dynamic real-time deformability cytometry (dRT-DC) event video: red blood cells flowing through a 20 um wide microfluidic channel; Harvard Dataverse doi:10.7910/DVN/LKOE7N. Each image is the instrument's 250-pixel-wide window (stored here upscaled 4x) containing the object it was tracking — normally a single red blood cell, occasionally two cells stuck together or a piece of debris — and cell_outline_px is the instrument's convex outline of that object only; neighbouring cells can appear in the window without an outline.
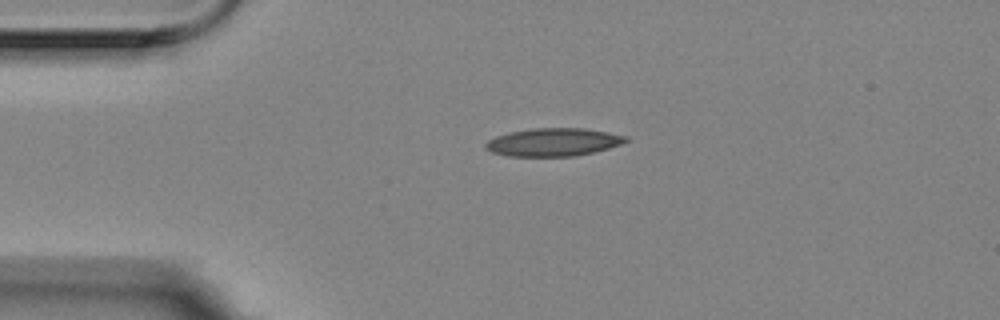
{"species": "Egyptian fruit bat (a non-hibernating species)", "species_latin": "Rousettus aegyptiacus", "temperature_condition": "room temperature", "stored_images_in_passage": 45, "camera_frame_rate_fps": 3000, "um_per_image_px": 0.085, "animal": {"sex": "female"}, "frame": {"image": 1, "passage_image": 1, "time_ms": 0.0, "image_size_px": [1000, 320], "cell_outline_px": [[628, 140], [620, 144], [608, 148], [592, 152], [572, 156], [508, 156], [492, 152], [484, 148], [484, 144], [488, 140], [496, 136], [508, 132], [532, 128], [584, 128], [628, 136]], "centroid_in_image_um": [46.99, 12.07], "position_along_channel_um": 38.0, "area_um2": 22.77}}
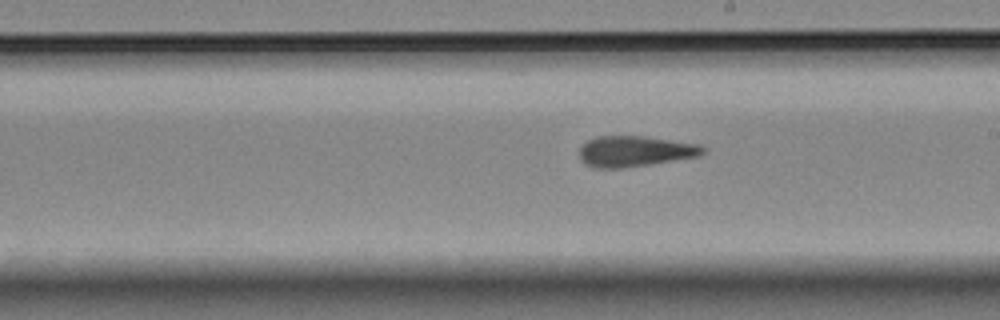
{"frame": {"image": 2, "passage_image": 20, "time_ms": 6.333, "image_size_px": [1000, 320], "cell_outline_px": [[704, 152], [700, 156], [624, 168], [596, 168], [584, 164], [580, 160], [580, 148], [588, 140], [596, 136], [644, 136], [696, 144], [704, 148]], "centroid_in_image_um": [53.92, 12.86], "position_along_channel_um": 235.1, "area_um2": 21.96}}
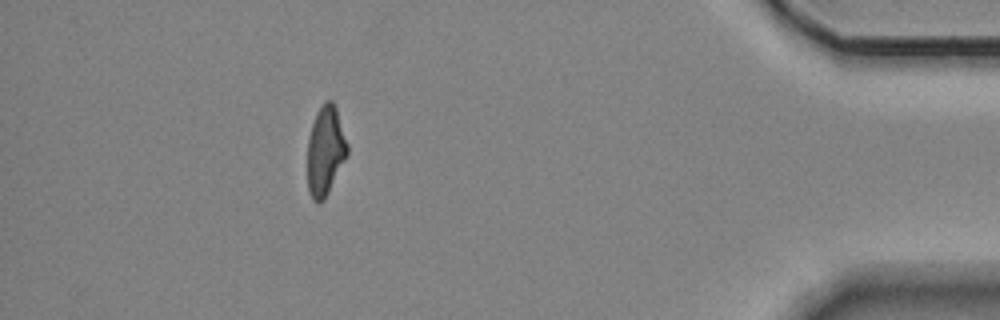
{"frame": {"image": 3, "passage_image": 39, "time_ms": 12.667, "image_size_px": [1000, 320], "cell_outline_px": [[348, 156], [324, 200], [320, 204], [316, 204], [312, 200], [308, 192], [308, 140], [312, 124], [316, 112], [324, 100], [332, 100], [336, 108], [348, 144]], "centroid_in_image_um": [27.66, 12.85], "position_along_channel_um": 407.5, "area_um2": 21.04}, "authors_computed_cell_mechanics": {"area_um2": 21.9062, "velocity_mm_per_s": 3.5335, "shape_relaxation_time_tau1_ms": null, "shape_relaxation_time_tau2_ms": 2.0846, "deformation_change_tau1": null, "deformation_change_tau2": 0.1082}}